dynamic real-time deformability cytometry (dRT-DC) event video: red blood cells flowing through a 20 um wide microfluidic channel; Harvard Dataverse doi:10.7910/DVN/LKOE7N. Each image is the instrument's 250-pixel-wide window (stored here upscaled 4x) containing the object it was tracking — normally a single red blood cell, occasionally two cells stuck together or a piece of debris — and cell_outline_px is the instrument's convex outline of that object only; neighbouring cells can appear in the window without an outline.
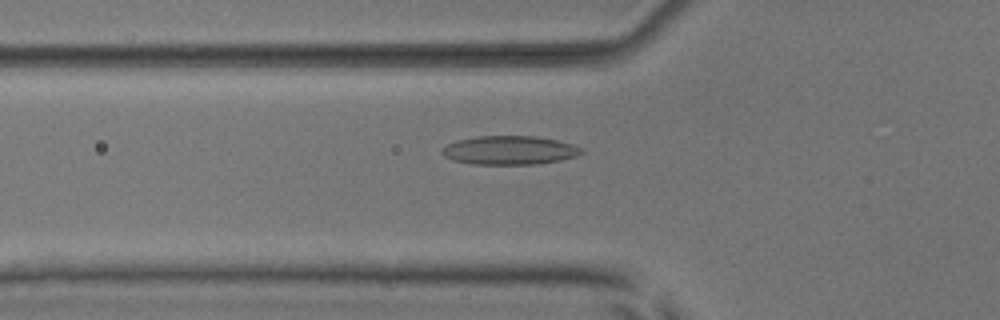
{"species": "common noctule bat (a hibernating species)", "species_latin": "Nyctalus noctula", "temperature_condition": "room temperature", "stored_images_in_passage": 36, "camera_frame_rate_fps": 3000, "um_per_image_px": 0.085, "animal": {"sex": "male", "body_mass_g": 17.9, "forearm_length_mm": 54.2}, "frame": {"image": 1, "passage_image": 7, "time_ms": 2.0, "image_size_px": [1000, 320], "cell_outline_px": [[584, 152], [576, 156], [560, 160], [536, 164], [472, 164], [452, 160], [444, 156], [440, 152], [440, 148], [456, 140], [476, 136], [532, 136], [556, 140], [572, 144], [580, 148]], "centroid_in_image_um": [43.25, 12.77], "position_along_channel_um": 82.6, "area_um2": 23.35}}
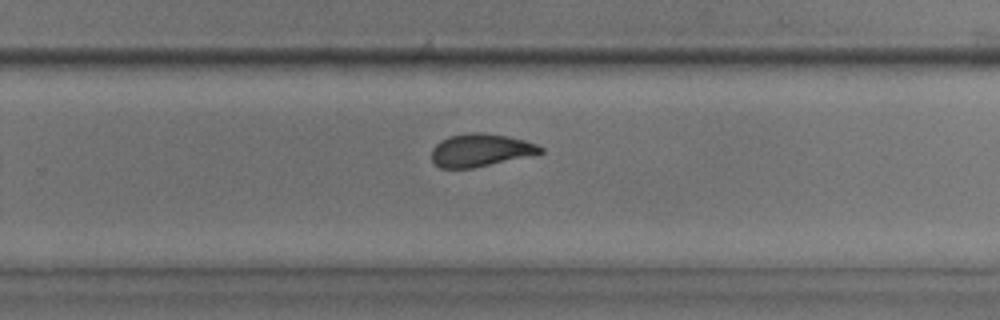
{"frame": {"image": 2, "passage_image": 23, "time_ms": 7.333, "image_size_px": [1000, 320], "cell_outline_px": [[544, 152], [532, 156], [472, 168], [440, 168], [432, 160], [432, 148], [440, 140], [448, 136], [468, 132], [480, 132], [508, 136], [524, 140], [536, 144], [544, 148]], "centroid_in_image_um": [40.86, 12.76], "position_along_channel_um": 288.9, "area_um2": 20.98}}
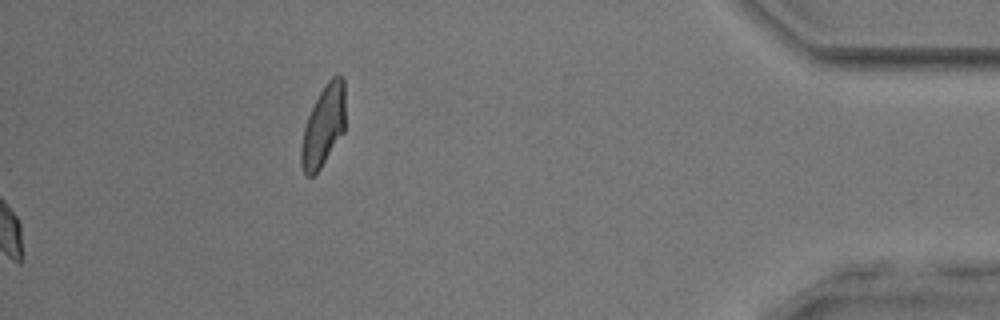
{"frame": {"image": 3, "passage_image": 36, "time_ms": 11.667, "image_size_px": [1000, 320], "cell_outline_px": [[344, 132], [320, 168], [312, 176], [308, 176], [304, 172], [300, 164], [300, 148], [304, 128], [308, 116], [320, 92], [328, 80], [332, 76], [344, 76]], "centroid_in_image_um": [27.48, 10.72], "position_along_channel_um": 407.7, "area_um2": 20.58}, "authors_computed_cell_mechanics": {"area_um2": 21.097, "velocity_mm_per_s": 3.8749, "shape_relaxation_time_tau1_ms": null, "shape_relaxation_time_tau2_ms": 1.5541, "deformation_change_tau1": null, "deformation_change_tau2": 0.0813}}